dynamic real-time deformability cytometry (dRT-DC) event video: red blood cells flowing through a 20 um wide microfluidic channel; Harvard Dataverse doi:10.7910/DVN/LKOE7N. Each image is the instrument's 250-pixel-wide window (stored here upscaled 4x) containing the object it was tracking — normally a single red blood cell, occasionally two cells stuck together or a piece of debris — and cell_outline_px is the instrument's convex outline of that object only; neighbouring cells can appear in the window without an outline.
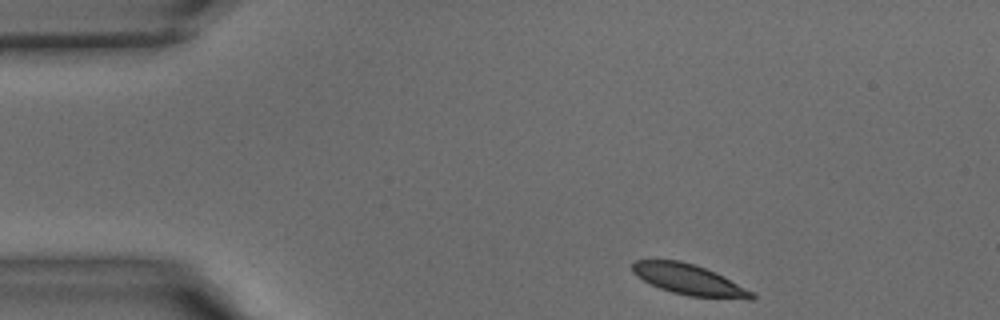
{"species": "common noctule bat (a hibernating species)", "species_latin": "Nyctalus noctula", "temperature_condition": "warm", "stored_images_in_passage": 36, "camera_frame_rate_fps": 3000, "um_per_image_px": 0.085, "animal": {"sex": "male", "body_mass_g": 15.6}, "frame": {"image": 1, "passage_image": 1, "time_ms": 0.0, "image_size_px": [1000, 320], "cell_outline_px": [[756, 296], [752, 300], [748, 300], [688, 296], [672, 292], [660, 288], [636, 276], [632, 272], [632, 264], [636, 260], [680, 260], [704, 268], [752, 292]], "centroid_in_image_um": [58.53, 23.79], "position_along_channel_um": 26.5, "area_um2": 20.81}}
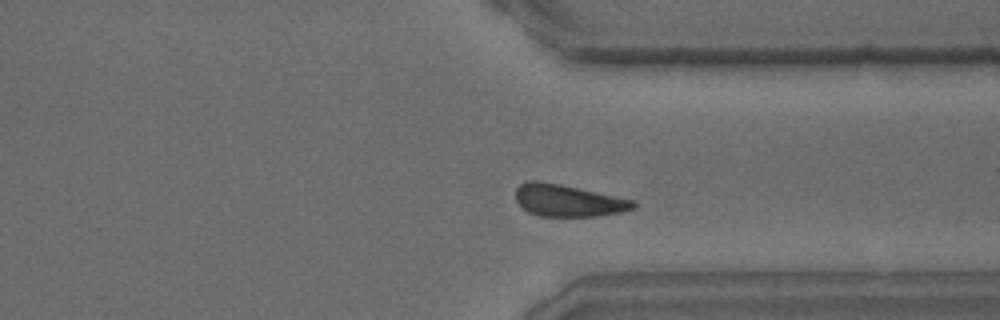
{"frame": {"image": 2, "passage_image": 26, "time_ms": 8.333, "image_size_px": [1000, 320], "cell_outline_px": [[636, 208], [620, 212], [596, 216], [540, 216], [528, 212], [516, 200], [516, 188], [520, 184], [528, 180], [540, 180], [560, 184], [632, 200], [636, 204]], "centroid_in_image_um": [48.24, 17.04], "position_along_channel_um": 363.2, "area_um2": 21.68}}
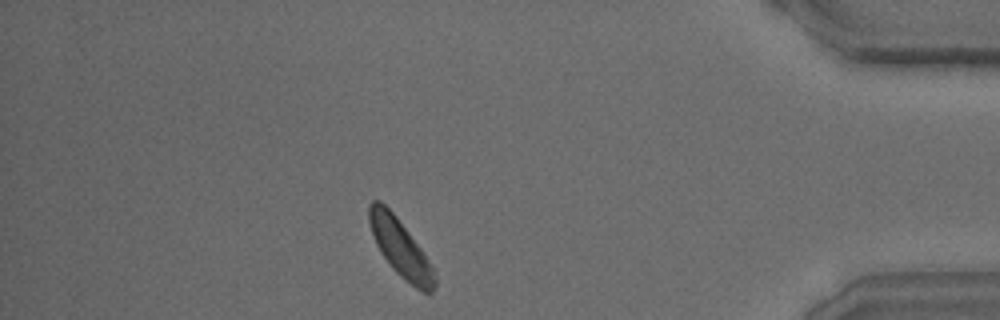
{"frame": {"image": 3, "passage_image": 31, "time_ms": 10.0, "image_size_px": [1000, 320], "cell_outline_px": [[436, 284], [432, 292], [428, 296], [404, 280], [392, 268], [380, 252], [376, 244], [368, 220], [368, 204], [372, 200], [380, 200], [396, 216], [420, 248], [428, 260], [436, 276]], "centroid_in_image_um": [34.02, 21.1], "position_along_channel_um": 401.2, "area_um2": 21.79}}